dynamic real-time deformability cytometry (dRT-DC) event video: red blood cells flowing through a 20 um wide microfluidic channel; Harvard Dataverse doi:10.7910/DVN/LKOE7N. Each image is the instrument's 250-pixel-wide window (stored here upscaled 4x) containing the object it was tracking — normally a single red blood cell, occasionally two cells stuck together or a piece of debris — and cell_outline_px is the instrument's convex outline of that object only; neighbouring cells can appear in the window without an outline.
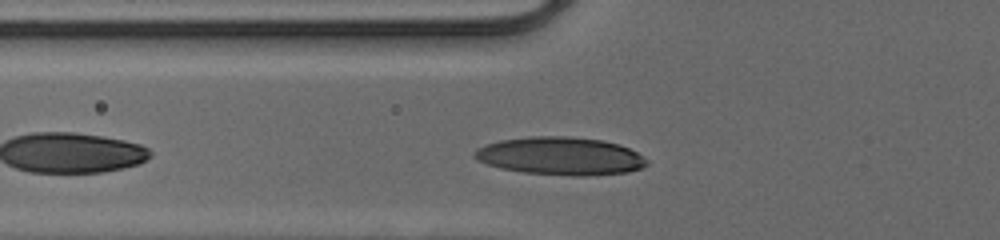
{"species": "human", "species_latin": "Homo sapiens", "temperature_condition": "cold", "stored_images_in_passage": 29, "camera_frame_rate_fps": 3000, "um_per_image_px": 0.085, "donor": {"sex": "male"}, "frame": {"image": 1, "passage_image": 5, "time_ms": 1.333, "image_size_px": [1000, 240], "cell_outline_px": [[648, 164], [640, 168], [628, 172], [584, 176], [572, 176], [524, 172], [500, 168], [488, 164], [480, 160], [476, 156], [476, 152], [480, 148], [488, 144], [500, 140], [532, 136], [568, 136], [600, 140], [616, 144], [628, 148], [636, 152], [648, 160]], "centroid_in_image_um": [47.68, 13.27], "position_along_channel_um": 78.1, "area_um2": 37.51}}
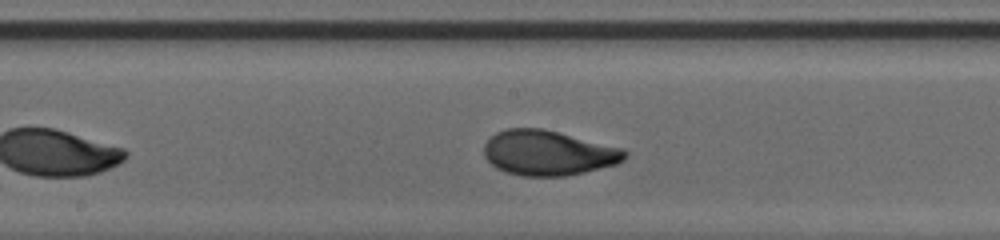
{"frame": {"image": 2, "passage_image": 14, "time_ms": 4.333, "image_size_px": [1000, 240], "cell_outline_px": [[628, 156], [624, 160], [616, 164], [584, 172], [564, 176], [520, 176], [496, 168], [484, 156], [484, 144], [496, 132], [508, 128], [544, 128], [624, 148], [628, 152]], "centroid_in_image_um": [46.62, 12.99], "position_along_channel_um": 201.6, "area_um2": 37.11}}
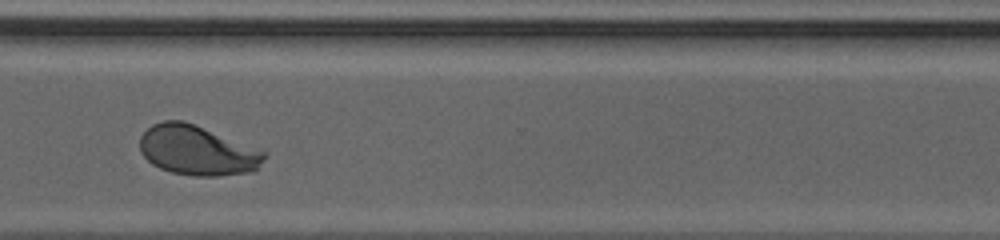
{"frame": {"image": 3, "passage_image": 25, "time_ms": 8.0, "image_size_px": [1000, 240], "cell_outline_px": [[268, 156], [252, 172], [216, 176], [196, 176], [172, 172], [160, 168], [152, 164], [140, 152], [140, 136], [152, 124], [164, 120], [180, 120], [192, 124], [268, 152]], "centroid_in_image_um": [16.76, 12.8], "position_along_channel_um": 353.8, "area_um2": 35.78}, "authors_computed_cell_mechanics": {"area_um2": 35.8938, "velocity_mm_per_s": 4.1297, "shape_relaxation_time_tau1_ms": 2.8485, "shape_relaxation_time_tau2_ms": null, "deformation_change_tau1": 0.1667, "deformation_change_tau2": null}}